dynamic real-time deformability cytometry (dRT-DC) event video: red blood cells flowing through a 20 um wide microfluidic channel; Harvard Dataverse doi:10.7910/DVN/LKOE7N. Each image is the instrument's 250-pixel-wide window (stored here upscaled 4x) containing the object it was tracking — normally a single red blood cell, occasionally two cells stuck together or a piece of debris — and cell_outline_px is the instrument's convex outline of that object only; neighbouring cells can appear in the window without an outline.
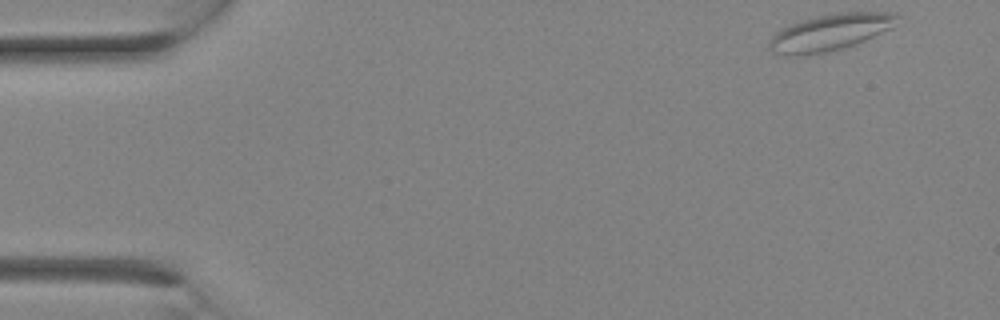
{"species": "Egyptian fruit bat (a non-hibernating species)", "species_latin": "Rousettus aegyptiacus", "temperature_condition": "room temperature", "stored_images_in_passage": 9, "camera_frame_rate_fps": 3000, "um_per_image_px": 0.085, "animal": {"sex": "female"}, "frame": {"image": 1, "passage_image": 1, "time_ms": 0.0, "image_size_px": [1000, 320], "cell_outline_px": [[900, 16], [892, 28], [864, 40], [840, 48], [824, 52], [800, 56], [796, 56], [772, 52], [768, 44], [772, 36], [780, 28], [788, 24], [800, 20], [836, 12], [896, 12]], "centroid_in_image_um": [70.55, 2.72], "position_along_channel_um": 14.5, "area_um2": 27.11}}
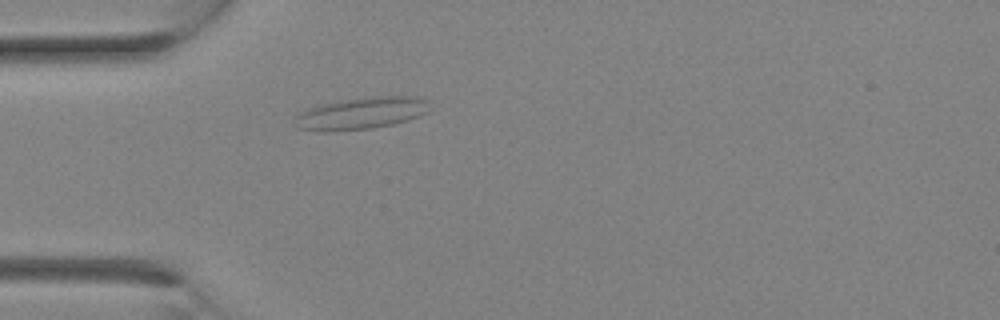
{"frame": {"image": 2, "passage_image": 7, "time_ms": 2.0, "image_size_px": [1000, 320], "cell_outline_px": [[432, 108], [428, 112], [420, 116], [408, 120], [392, 124], [372, 128], [328, 132], [316, 132], [296, 128], [296, 116], [300, 112], [308, 108], [324, 104], [344, 100], [372, 96], [420, 96]], "centroid_in_image_um": [30.72, 9.64], "position_along_channel_um": 54.3, "area_um2": 25.26}}